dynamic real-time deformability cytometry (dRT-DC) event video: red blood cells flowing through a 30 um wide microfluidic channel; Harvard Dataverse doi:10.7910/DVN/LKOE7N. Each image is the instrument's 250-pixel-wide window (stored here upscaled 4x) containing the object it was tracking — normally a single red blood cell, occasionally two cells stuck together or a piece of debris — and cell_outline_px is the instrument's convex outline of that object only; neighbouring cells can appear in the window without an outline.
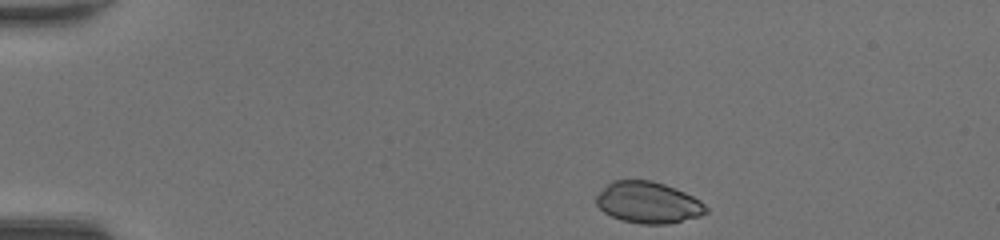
{"species": "common noctule bat (a hibernating species)", "species_latin": "Nyctalus noctula", "temperature_condition": "room temperature", "stored_images_in_passage": 40, "camera_frame_rate_fps": 3000, "um_per_image_px": 0.085, "animal": {"sex": "female", "body_mass_g": 20.0, "forearm_length_mm": 54.0}, "frame": {"image": 1, "passage_image": 1, "time_ms": 0.0, "image_size_px": [1000, 240], "cell_outline_px": [[708, 212], [700, 216], [668, 224], [640, 224], [624, 220], [612, 216], [604, 212], [596, 204], [596, 196], [612, 180], [652, 180], [676, 188], [700, 200], [708, 208]], "centroid_in_image_um": [55.11, 17.21], "position_along_channel_um": 29.9, "area_um2": 26.41}}
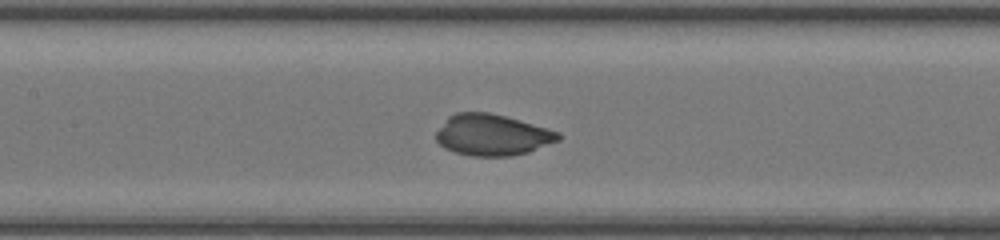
{"frame": {"image": 2, "passage_image": 16, "time_ms": 5.0, "image_size_px": [1000, 240], "cell_outline_px": [[560, 140], [528, 152], [512, 156], [472, 156], [456, 152], [444, 148], [436, 140], [436, 132], [448, 116], [456, 112], [488, 112], [504, 116], [560, 132]], "centroid_in_image_um": [41.82, 11.47], "position_along_channel_um": 165.6, "area_um2": 29.19}}
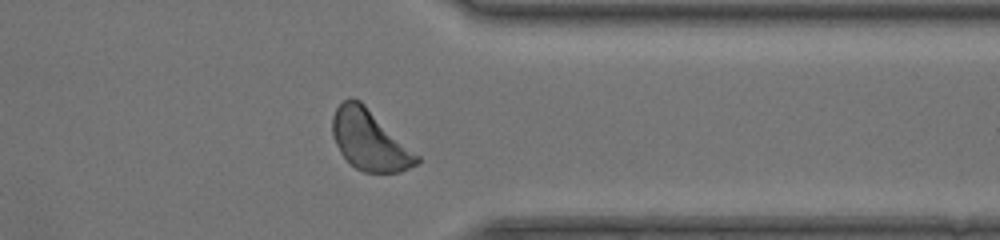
{"frame": {"image": 3, "passage_image": 31, "time_ms": 10.0, "image_size_px": [1000, 240], "cell_outline_px": [[420, 160], [416, 164], [400, 172], [364, 172], [356, 168], [340, 152], [332, 136], [332, 116], [336, 108], [344, 100], [352, 96], [360, 100], [420, 156]], "centroid_in_image_um": [31.4, 11.9], "position_along_channel_um": 380.0, "area_um2": 29.42}, "authors_computed_cell_mechanics": {"area_um2": 28.8422, "velocity_mm_per_s": 4.3534, "shape_relaxation_time_tau1_ms": 2.8427, "shape_relaxation_time_tau2_ms": null, "deformation_change_tau1": 0.1702, "deformation_change_tau2": null}}